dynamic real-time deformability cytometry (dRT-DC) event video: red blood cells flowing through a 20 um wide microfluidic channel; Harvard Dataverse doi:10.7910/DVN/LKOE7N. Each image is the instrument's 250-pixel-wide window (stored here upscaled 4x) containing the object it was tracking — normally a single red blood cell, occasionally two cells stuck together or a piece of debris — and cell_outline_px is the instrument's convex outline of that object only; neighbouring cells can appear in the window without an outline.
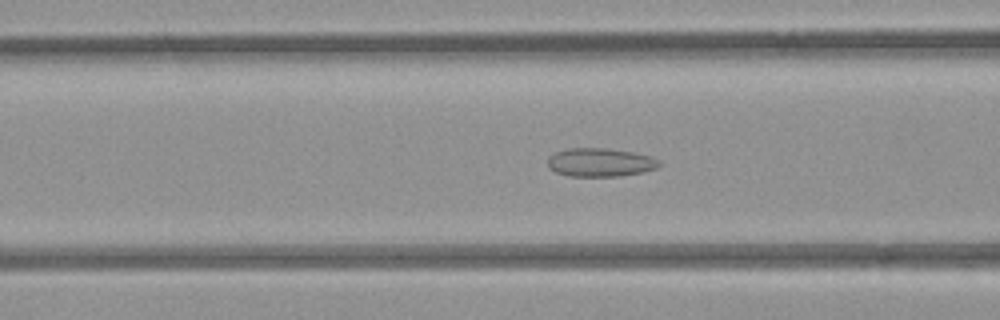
{"species": "common noctule bat (a hibernating species)", "species_latin": "Nyctalus noctula", "temperature_condition": "room temperature", "stored_images_in_passage": 53, "camera_frame_rate_fps": 3000, "um_per_image_px": 0.085, "animal": {"sex": "female", "body_mass_g": 21.9}, "frame": {"image": 1, "passage_image": 21, "time_ms": 6.667, "image_size_px": [1000, 320], "cell_outline_px": [[660, 164], [656, 168], [640, 172], [620, 176], [568, 176], [556, 172], [548, 168], [548, 156], [556, 152], [568, 148], [604, 148], [632, 152], [652, 156], [660, 160]], "centroid_in_image_um": [50.99, 13.8], "position_along_channel_um": 115.6, "area_um2": 18.5}}
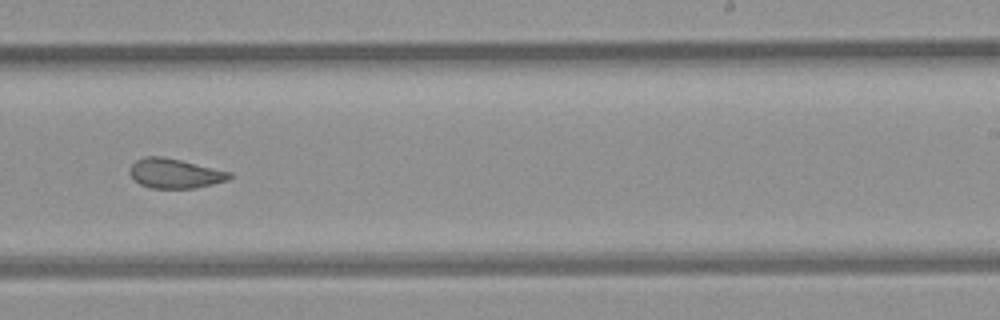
{"frame": {"image": 2, "passage_image": 33, "time_ms": 10.667, "image_size_px": [1000, 320], "cell_outline_px": [[232, 176], [228, 180], [212, 184], [192, 188], [152, 188], [140, 184], [128, 172], [128, 168], [136, 160], [144, 156], [164, 156], [232, 172]], "centroid_in_image_um": [14.85, 14.72], "position_along_channel_um": 274.1, "area_um2": 17.22}}
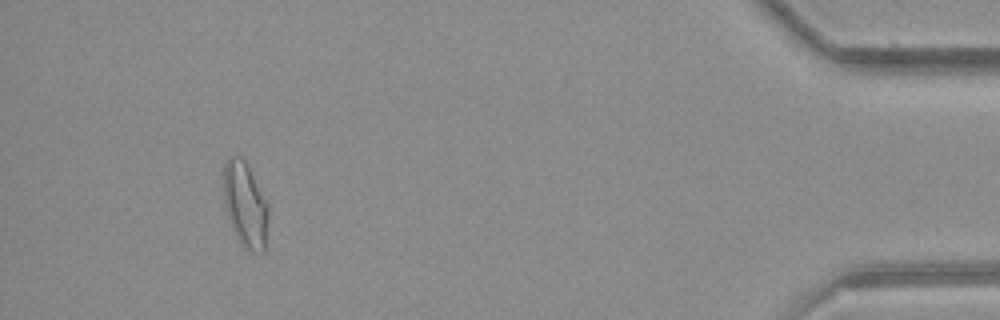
{"frame": {"image": 3, "passage_image": 49, "time_ms": 16.0, "image_size_px": [1000, 320], "cell_outline_px": [[268, 220], [264, 252], [252, 252], [244, 248], [240, 244], [228, 220], [224, 204], [224, 164], [228, 156], [240, 156], [244, 160], [268, 204]], "centroid_in_image_um": [20.83, 17.44], "position_along_channel_um": 414.4, "area_um2": 22.2}, "authors_computed_cell_mechanics": {"area_um2": 19.9988, "velocity_mm_per_s": 3.9717, "shape_relaxation_time_tau1_ms": null, "shape_relaxation_time_tau2_ms": 1.7887, "deformation_change_tau1": null, "deformation_change_tau2": 0.0915}}